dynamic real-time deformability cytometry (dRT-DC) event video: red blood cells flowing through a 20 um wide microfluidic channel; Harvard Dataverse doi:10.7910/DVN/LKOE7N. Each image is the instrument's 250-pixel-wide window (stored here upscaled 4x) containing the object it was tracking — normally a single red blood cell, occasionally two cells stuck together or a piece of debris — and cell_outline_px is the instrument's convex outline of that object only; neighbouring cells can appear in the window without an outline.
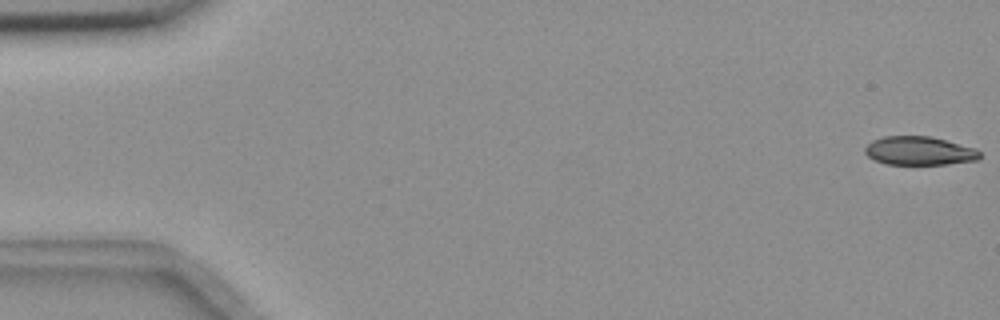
{"species": "common noctule bat (a hibernating species)", "species_latin": "Nyctalus noctula", "temperature_condition": "room temperature", "stored_images_in_passage": 4, "camera_frame_rate_fps": 3000, "um_per_image_px": 0.085, "animal": {"sex": "female", "body_mass_g": 18.4}, "frame": {"image": 1, "passage_image": 1, "time_ms": 0.0, "image_size_px": [1000, 320], "cell_outline_px": [[980, 156], [976, 160], [948, 164], [884, 164], [868, 156], [864, 152], [864, 148], [872, 140], [884, 136], [928, 136], [976, 148], [980, 152]], "centroid_in_image_um": [78.11, 12.82], "position_along_channel_um": 6.9, "area_um2": 19.02}}